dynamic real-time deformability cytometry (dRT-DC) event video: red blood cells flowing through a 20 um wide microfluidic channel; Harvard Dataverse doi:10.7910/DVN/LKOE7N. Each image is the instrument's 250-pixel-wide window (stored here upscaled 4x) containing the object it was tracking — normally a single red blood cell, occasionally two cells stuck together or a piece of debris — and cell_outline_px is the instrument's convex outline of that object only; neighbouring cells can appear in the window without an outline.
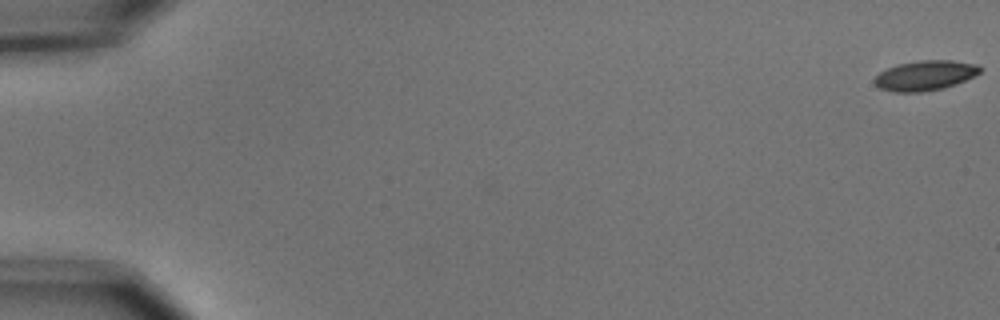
{"species": "common noctule bat (a hibernating species)", "species_latin": "Nyctalus noctula", "temperature_condition": "cold", "stored_images_in_passage": 45, "camera_frame_rate_fps": 3000, "um_per_image_px": 0.085, "animal": {"sex": "male", "body_mass_g": 15.6}, "frame": {"image": 1, "passage_image": 1, "time_ms": 0.0, "image_size_px": [1000, 320], "cell_outline_px": [[980, 72], [956, 84], [944, 88], [920, 92], [892, 92], [880, 88], [872, 80], [880, 72], [896, 64], [920, 60], [952, 60], [976, 64], [980, 68]], "centroid_in_image_um": [78.6, 6.41], "position_along_channel_um": 6.4, "area_um2": 18.32}}
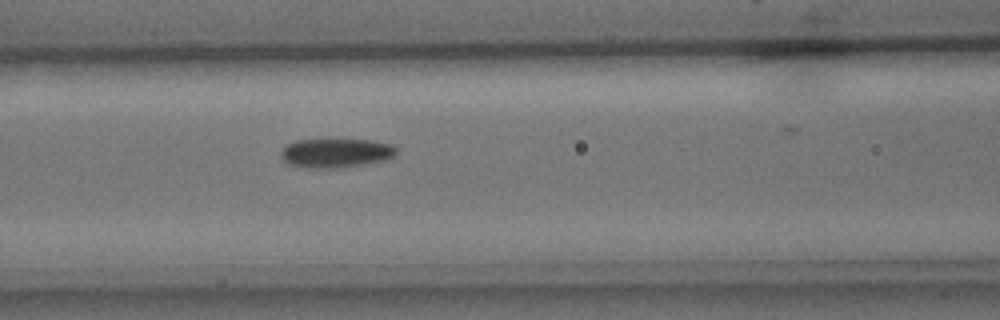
{"frame": {"image": 2, "passage_image": 25, "time_ms": 8.0, "image_size_px": [1000, 320], "cell_outline_px": [[396, 152], [392, 156], [384, 160], [344, 168], [308, 168], [288, 164], [280, 156], [280, 152], [288, 144], [296, 140], [368, 140], [392, 144], [396, 148]], "centroid_in_image_um": [28.53, 13.02], "position_along_channel_um": 138.1, "area_um2": 19.48}}
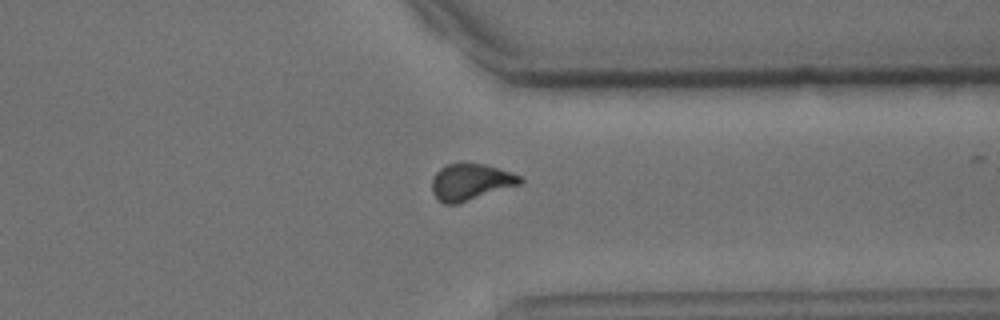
{"frame": {"image": 3, "passage_image": 44, "time_ms": 14.333, "image_size_px": [1000, 320], "cell_outline_px": [[524, 180], [520, 184], [456, 204], [444, 204], [432, 192], [432, 176], [440, 168], [448, 164], [464, 160], [484, 164], [520, 176]], "centroid_in_image_um": [39.96, 15.43], "position_along_channel_um": 371.4, "area_um2": 18.79}}